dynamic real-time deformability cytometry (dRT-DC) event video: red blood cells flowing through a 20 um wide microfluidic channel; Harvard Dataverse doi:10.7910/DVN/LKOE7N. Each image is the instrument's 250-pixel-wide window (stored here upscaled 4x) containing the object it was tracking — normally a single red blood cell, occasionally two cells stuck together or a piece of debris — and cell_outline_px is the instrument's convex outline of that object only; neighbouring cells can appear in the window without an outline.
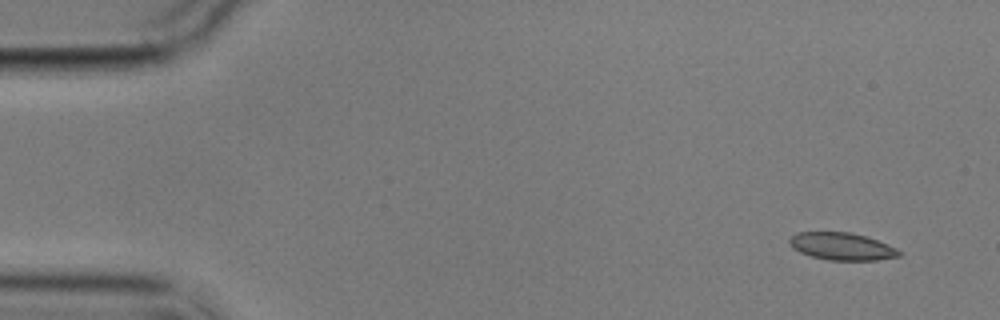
{"species": "common noctule bat (a hibernating species)", "species_latin": "Nyctalus noctula", "temperature_condition": "cold", "stored_images_in_passage": 5, "camera_frame_rate_fps": 3000, "um_per_image_px": 0.085, "animal": {"sex": "male", "body_mass_g": 17.9}, "frame": {"image": 1, "passage_image": 1, "time_ms": 0.0, "image_size_px": [1000, 320], "cell_outline_px": [[904, 252], [900, 256], [876, 260], [828, 260], [812, 256], [800, 252], [792, 248], [788, 244], [788, 240], [796, 232], [852, 232], [888, 244]], "centroid_in_image_um": [71.55, 20.94], "position_along_channel_um": 13.4, "area_um2": 17.57}}
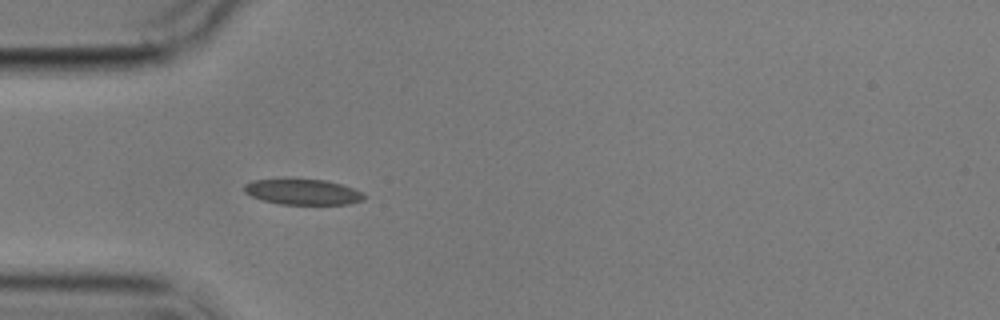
{"frame": {"image": 2, "passage_image": 5, "time_ms": 4.333, "image_size_px": [1000, 320], "cell_outline_px": [[364, 200], [348, 204], [280, 204], [260, 200], [244, 192], [244, 184], [252, 180], [288, 176], [324, 180], [340, 184], [352, 188], [360, 192], [364, 196]], "centroid_in_image_um": [25.63, 16.26], "position_along_channel_um": 59.4, "area_um2": 18.55}}